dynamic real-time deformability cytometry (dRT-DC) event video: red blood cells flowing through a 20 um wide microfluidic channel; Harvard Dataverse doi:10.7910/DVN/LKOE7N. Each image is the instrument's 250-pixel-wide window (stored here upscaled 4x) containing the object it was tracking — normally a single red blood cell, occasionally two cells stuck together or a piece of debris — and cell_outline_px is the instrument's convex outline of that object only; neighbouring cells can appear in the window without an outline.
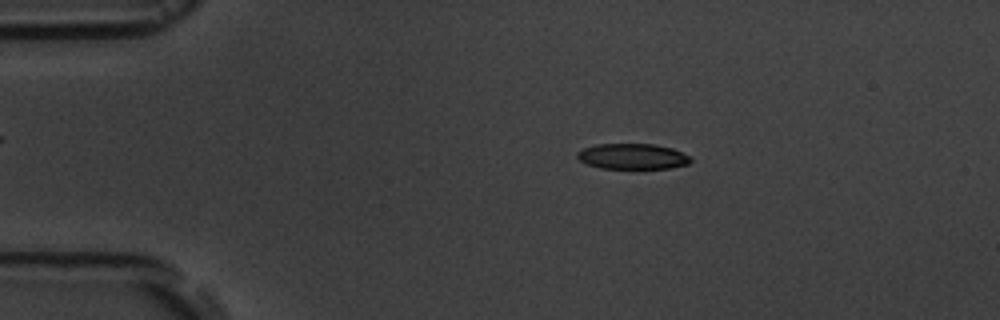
{"species": "common noctule bat (a hibernating species)", "species_latin": "Nyctalus noctula", "temperature_condition": "room temperature", "stored_images_in_passage": 4, "camera_frame_rate_fps": 3000, "um_per_image_px": 0.085, "animal": {"sex": "male", "body_mass_g": 19.5, "forearm_length_mm": 54.6}, "frame": {"image": 1, "passage_image": 2, "time_ms": 1.333, "image_size_px": [1000, 320], "cell_outline_px": [[692, 160], [688, 164], [668, 168], [600, 168], [588, 164], [580, 160], [576, 156], [576, 152], [584, 148], [596, 144], [656, 144], [672, 148], [688, 156]], "centroid_in_image_um": [53.74, 13.29], "position_along_channel_um": 31.3, "area_um2": 16.76}}
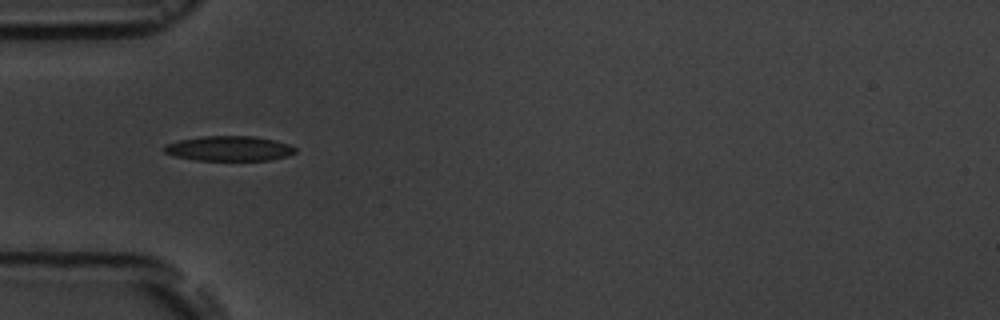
{"frame": {"image": 2, "passage_image": 4, "time_ms": 3.667, "image_size_px": [1000, 320], "cell_outline_px": [[296, 152], [288, 156], [268, 160], [196, 160], [176, 156], [164, 152], [160, 148], [164, 144], [180, 140], [200, 136], [252, 136], [276, 140], [292, 144], [296, 148]], "centroid_in_image_um": [19.48, 12.61], "position_along_channel_um": 65.5, "area_um2": 19.25}}